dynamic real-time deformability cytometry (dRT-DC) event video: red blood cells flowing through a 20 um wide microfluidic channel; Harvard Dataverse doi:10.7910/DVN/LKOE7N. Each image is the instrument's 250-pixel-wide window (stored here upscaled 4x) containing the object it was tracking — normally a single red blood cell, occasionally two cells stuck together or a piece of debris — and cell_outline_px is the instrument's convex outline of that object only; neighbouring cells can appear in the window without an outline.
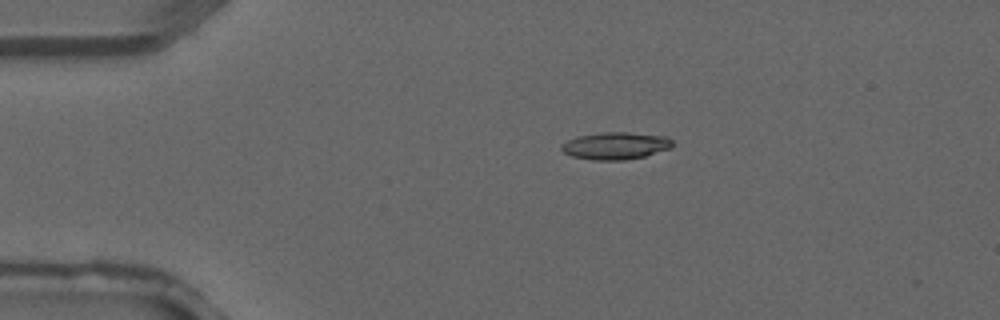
{"species": "common noctule bat (a hibernating species)", "species_latin": "Nyctalus noctula", "temperature_condition": "warm", "stored_images_in_passage": 3, "camera_frame_rate_fps": 3000, "um_per_image_px": 0.085, "animal": {"sex": "male", "forearm_length_mm": 52.5}, "frame": {"image": 1, "passage_image": 3, "time_ms": 0.667, "image_size_px": [1000, 320], "cell_outline_px": [[672, 144], [668, 148], [644, 156], [624, 160], [592, 160], [572, 156], [564, 152], [560, 148], [560, 144], [576, 136], [604, 132], [628, 132], [664, 136], [672, 140]], "centroid_in_image_um": [52.25, 12.38], "position_along_channel_um": 32.7, "area_um2": 17.46}}